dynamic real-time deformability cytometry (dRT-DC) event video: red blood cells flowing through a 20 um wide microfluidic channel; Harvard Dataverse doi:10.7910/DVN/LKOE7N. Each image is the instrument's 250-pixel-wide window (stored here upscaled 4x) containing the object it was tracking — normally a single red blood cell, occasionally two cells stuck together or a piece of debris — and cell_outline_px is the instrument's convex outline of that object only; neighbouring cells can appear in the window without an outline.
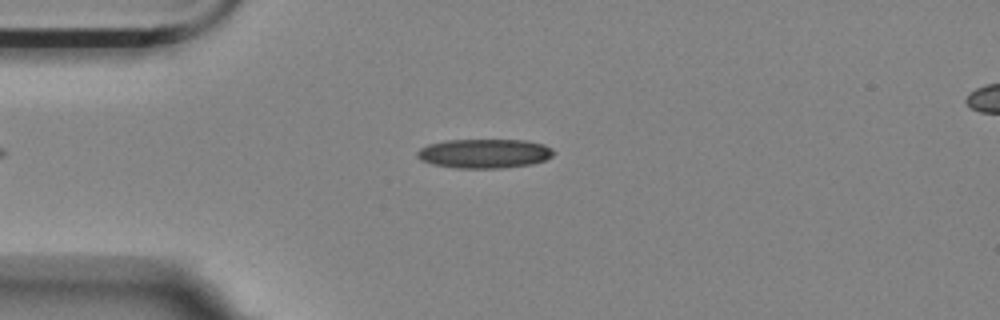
{"species": "Egyptian fruit bat (a non-hibernating species)", "species_latin": "Rousettus aegyptiacus", "temperature_condition": "room temperature", "stored_images_in_passage": 42, "camera_frame_rate_fps": 3000, "um_per_image_px": 0.085, "animal": {"sex": "female"}, "frame": {"image": 1, "passage_image": 4, "time_ms": 1.0, "image_size_px": [1000, 320], "cell_outline_px": [[556, 152], [552, 156], [544, 160], [532, 164], [500, 168], [456, 168], [432, 164], [420, 160], [416, 156], [416, 152], [420, 148], [428, 144], [444, 140], [524, 140], [544, 144], [552, 148]], "centroid_in_image_um": [41.15, 13.04], "position_along_channel_um": 43.8, "area_um2": 23.41}}
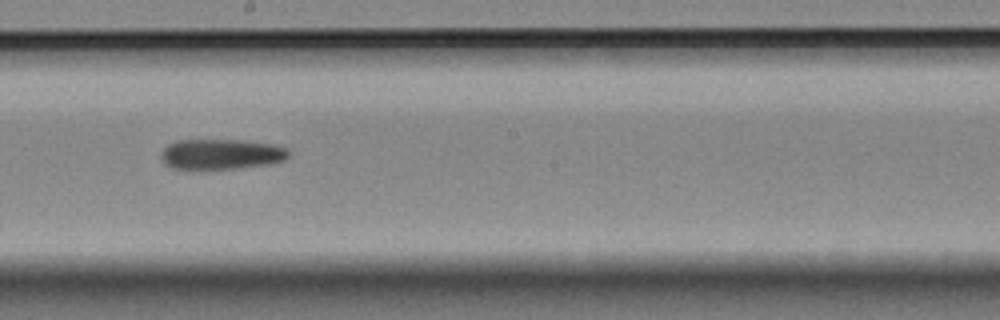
{"frame": {"image": 2, "passage_image": 21, "time_ms": 6.667, "image_size_px": [1000, 320], "cell_outline_px": [[288, 156], [284, 160], [268, 164], [232, 168], [172, 168], [164, 164], [164, 148], [168, 144], [176, 140], [240, 140], [272, 144], [288, 148]], "centroid_in_image_um": [18.83, 13.08], "position_along_channel_um": 229.4, "area_um2": 22.02}}
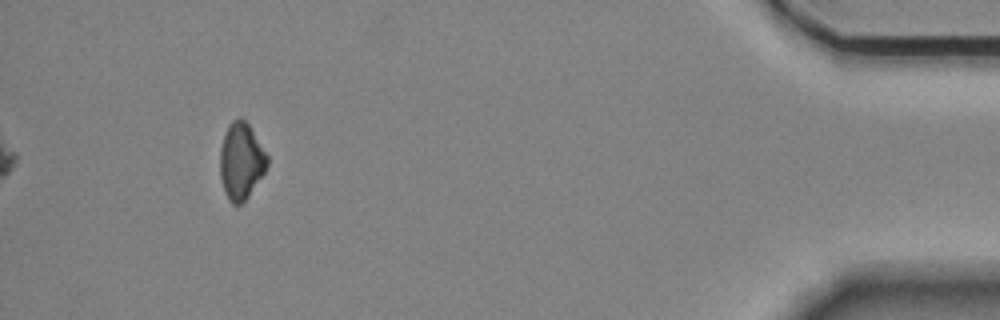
{"frame": {"image": 3, "passage_image": 42, "time_ms": 13.667, "image_size_px": [1000, 320], "cell_outline_px": [[268, 164], [264, 172], [248, 196], [240, 204], [232, 204], [228, 200], [224, 192], [220, 176], [220, 148], [228, 124], [232, 120], [240, 116], [248, 124], [268, 156]], "centroid_in_image_um": [20.47, 13.69], "position_along_channel_um": 414.7, "area_um2": 20.92}, "authors_computed_cell_mechanics": {"area_um2": 22.7732, "velocity_mm_per_s": 3.5769, "shape_relaxation_time_tau1_ms": 7.4526, "shape_relaxation_time_tau2_ms": null, "deformation_change_tau1": 0.1179, "deformation_change_tau2": null}}